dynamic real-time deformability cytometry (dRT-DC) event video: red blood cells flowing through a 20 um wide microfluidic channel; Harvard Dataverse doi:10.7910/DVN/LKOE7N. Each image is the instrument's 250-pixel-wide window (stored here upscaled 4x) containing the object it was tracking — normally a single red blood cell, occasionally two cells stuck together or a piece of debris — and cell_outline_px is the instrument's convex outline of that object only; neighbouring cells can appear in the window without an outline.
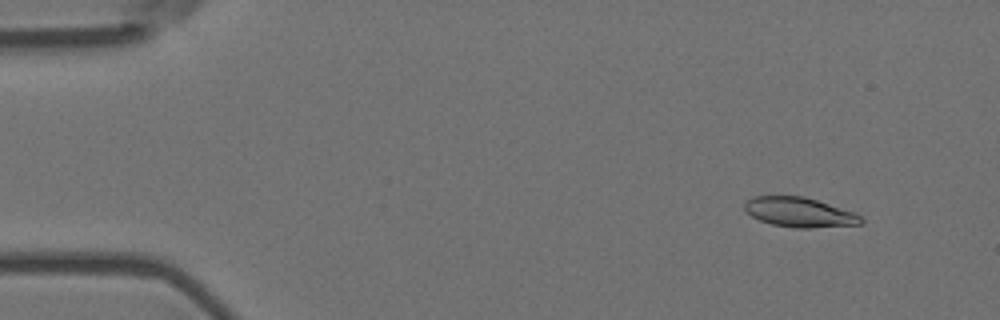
{"species": "Egyptian fruit bat (a non-hibernating species)", "species_latin": "Rousettus aegyptiacus", "temperature_condition": "room temperature", "stored_images_in_passage": 4, "camera_frame_rate_fps": 3000, "um_per_image_px": 0.085, "animal": {"sex": "female"}, "frame": {"image": 1, "passage_image": 1, "time_ms": 0.0, "image_size_px": [1000, 320], "cell_outline_px": [[864, 220], [860, 224], [812, 228], [796, 228], [772, 224], [760, 220], [744, 212], [744, 204], [752, 196], [804, 196], [856, 212]], "centroid_in_image_um": [67.95, 18.04], "position_along_channel_um": 17.0, "area_um2": 20.23}}
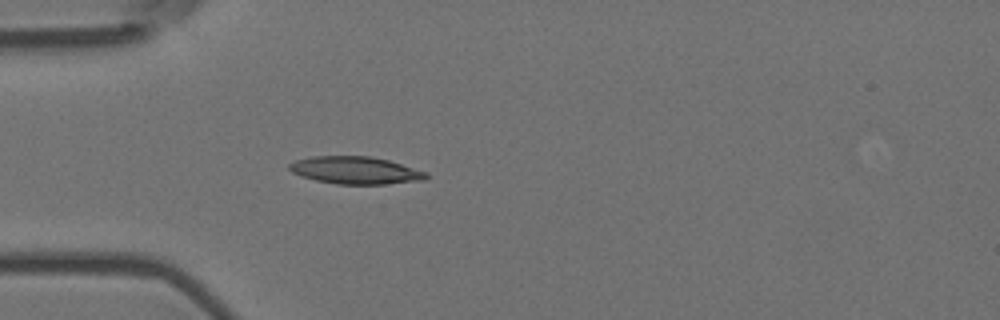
{"frame": {"image": 2, "passage_image": 4, "time_ms": 1.0, "image_size_px": [1000, 320], "cell_outline_px": [[428, 176], [424, 180], [384, 184], [336, 184], [316, 180], [300, 176], [292, 172], [288, 168], [288, 164], [296, 160], [312, 156], [368, 156], [388, 160], [428, 172]], "centroid_in_image_um": [30.2, 14.47], "position_along_channel_um": 54.8, "area_um2": 21.85}}